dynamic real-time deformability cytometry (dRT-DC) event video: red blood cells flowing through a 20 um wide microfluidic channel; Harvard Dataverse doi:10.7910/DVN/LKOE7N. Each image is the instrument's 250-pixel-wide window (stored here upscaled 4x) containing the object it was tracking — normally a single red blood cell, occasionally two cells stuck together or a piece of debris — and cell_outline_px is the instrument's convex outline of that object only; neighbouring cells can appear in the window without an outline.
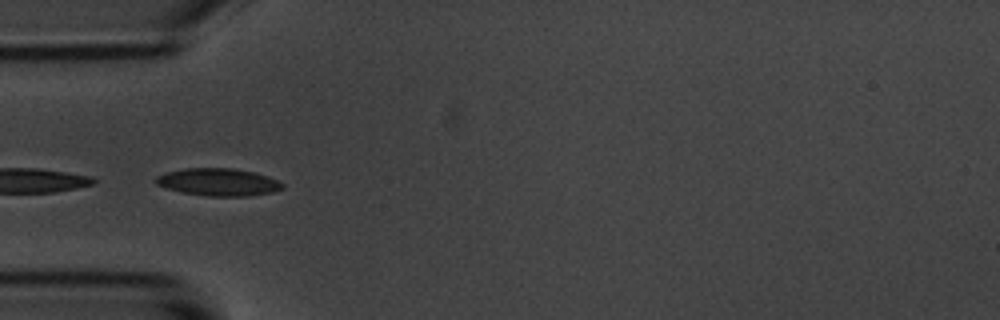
{"species": "common noctule bat (a hibernating species)", "species_latin": "Nyctalus noctula", "temperature_condition": "room temperature", "stored_images_in_passage": 8, "camera_frame_rate_fps": 3000, "um_per_image_px": 0.085, "animal": {"sex": "male", "body_mass_g": 20.1, "forearm_length_mm": 53.5}, "frame": {"image": 1, "passage_image": 5, "time_ms": 1.333, "image_size_px": [1000, 320], "cell_outline_px": [[284, 188], [272, 192], [248, 196], [208, 196], [184, 192], [168, 188], [156, 184], [152, 180], [156, 176], [164, 172], [184, 168], [232, 168], [256, 172], [268, 176], [284, 184]], "centroid_in_image_um": [18.54, 15.46], "position_along_channel_um": 66.5, "area_um2": 20.35}}